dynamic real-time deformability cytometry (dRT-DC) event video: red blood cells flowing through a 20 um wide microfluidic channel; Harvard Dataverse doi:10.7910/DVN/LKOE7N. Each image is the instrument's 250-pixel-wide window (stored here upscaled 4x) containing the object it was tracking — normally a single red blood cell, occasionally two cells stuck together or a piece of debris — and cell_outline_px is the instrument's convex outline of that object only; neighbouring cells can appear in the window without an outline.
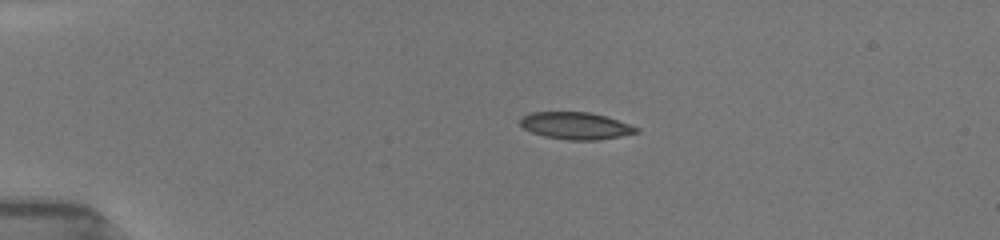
{"species": "common noctule bat (a hibernating species)", "species_latin": "Nyctalus noctula", "temperature_condition": "room temperature", "stored_images_in_passage": 58, "camera_frame_rate_fps": 3000, "um_per_image_px": 0.085, "animal": {"sex": "female", "body_mass_g": 19.5, "forearm_length_mm": 54.1}, "frame": {"image": 1, "passage_image": 1, "time_ms": 0.0, "image_size_px": [1000, 240], "cell_outline_px": [[640, 132], [600, 140], [568, 140], [544, 136], [532, 132], [524, 128], [520, 124], [520, 120], [524, 116], [532, 112], [588, 112], [604, 116], [640, 128]], "centroid_in_image_um": [48.95, 10.7], "position_along_channel_um": 36.1, "area_um2": 18.15}}
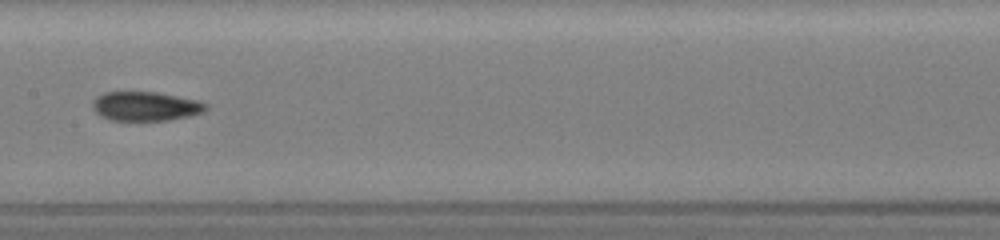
{"frame": {"image": 2, "passage_image": 20, "time_ms": 5.333, "image_size_px": [1000, 240], "cell_outline_px": [[208, 108], [204, 112], [188, 116], [168, 120], [112, 120], [100, 116], [92, 108], [92, 100], [96, 96], [104, 92], [156, 92], [200, 100], [208, 104]], "centroid_in_image_um": [12.38, 9.02], "position_along_channel_um": 195.0, "area_um2": 19.42}}
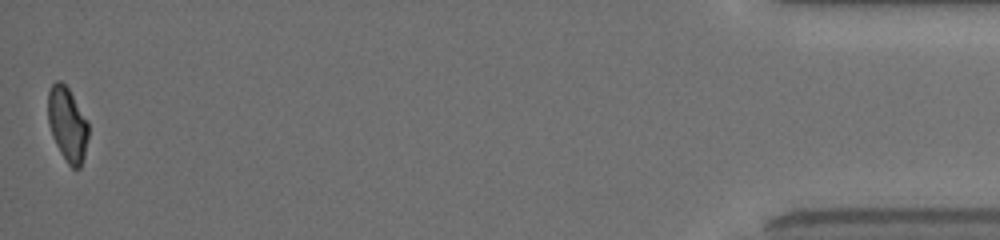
{"frame": {"image": 3, "passage_image": 57, "time_ms": 13.333, "image_size_px": [1000, 240], "cell_outline_px": [[88, 136], [84, 156], [80, 168], [72, 168], [68, 164], [60, 152], [52, 136], [48, 124], [48, 92], [52, 84], [56, 80], [60, 80], [68, 88], [88, 120]], "centroid_in_image_um": [5.73, 10.55], "position_along_channel_um": 429.5, "area_um2": 17.51}, "authors_computed_cell_mechanics": {"area_um2": 19.074, "velocity_mm_per_s": 3.9782, "shape_relaxation_time_tau1_ms": 8.3004, "shape_relaxation_time_tau2_ms": 1.8037, "deformation_change_tau1": 0.2406, "deformation_change_tau2": 0.0726}}